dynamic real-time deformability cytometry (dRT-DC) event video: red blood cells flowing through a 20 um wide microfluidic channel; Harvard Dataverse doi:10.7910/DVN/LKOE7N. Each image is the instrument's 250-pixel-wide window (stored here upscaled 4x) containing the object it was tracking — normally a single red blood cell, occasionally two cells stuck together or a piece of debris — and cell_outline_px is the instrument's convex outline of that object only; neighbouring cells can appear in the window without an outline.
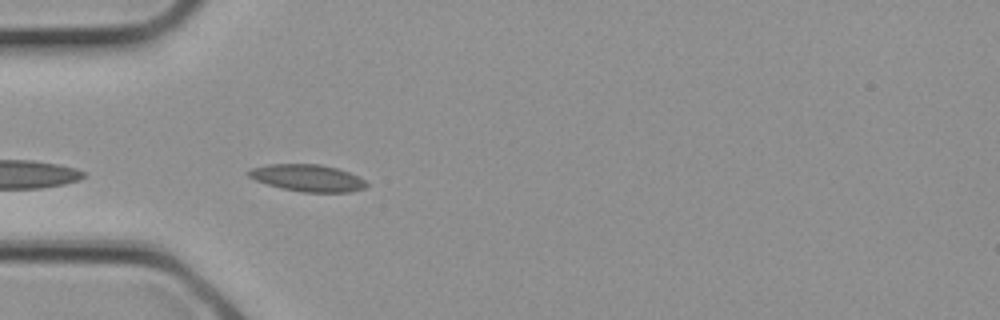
{"species": "common noctule bat (a hibernating species)", "species_latin": "Nyctalus noctula", "temperature_condition": "cold", "stored_images_in_passage": 3, "camera_frame_rate_fps": 3000, "um_per_image_px": 0.085, "animal": {"sex": "female", "body_mass_g": 21.9}, "frame": {"image": 1, "passage_image": 3, "time_ms": 0.667, "image_size_px": [1000, 320], "cell_outline_px": [[368, 184], [364, 188], [348, 192], [304, 192], [284, 188], [268, 184], [256, 180], [248, 176], [244, 172], [252, 168], [268, 164], [320, 164], [336, 168], [348, 172], [364, 180]], "centroid_in_image_um": [26.11, 15.11], "position_along_channel_um": 58.9, "area_um2": 18.26}}